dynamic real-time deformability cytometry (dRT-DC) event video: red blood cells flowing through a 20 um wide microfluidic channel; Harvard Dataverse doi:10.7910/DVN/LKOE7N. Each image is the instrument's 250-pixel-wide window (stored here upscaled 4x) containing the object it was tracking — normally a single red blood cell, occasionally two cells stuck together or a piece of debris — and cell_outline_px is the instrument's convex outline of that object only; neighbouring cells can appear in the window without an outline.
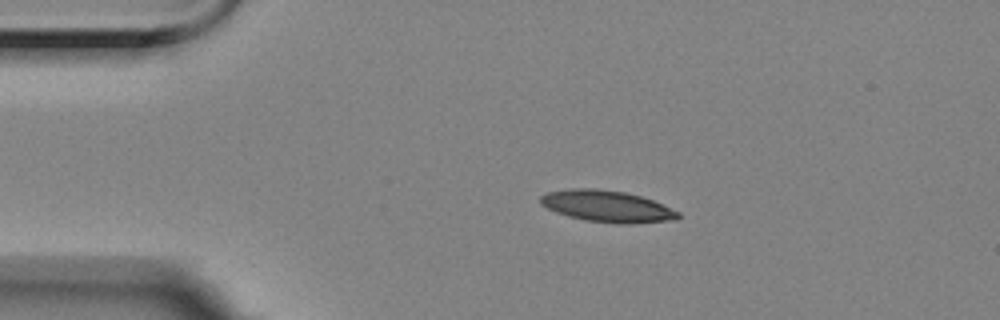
{"species": "Egyptian fruit bat (a non-hibernating species)", "species_latin": "Rousettus aegyptiacus", "temperature_condition": "room temperature", "stored_images_in_passage": 34, "camera_frame_rate_fps": 3000, "um_per_image_px": 0.085, "animal": {"sex": "female"}, "frame": {"image": 1, "passage_image": 1, "time_ms": 0.0, "image_size_px": [1000, 320], "cell_outline_px": [[680, 216], [676, 220], [632, 224], [616, 224], [584, 220], [568, 216], [556, 212], [540, 204], [540, 196], [548, 192], [572, 188], [592, 188], [624, 192], [640, 196], [652, 200], [680, 212]], "centroid_in_image_um": [51.61, 17.55], "position_along_channel_um": 33.4, "area_um2": 25.37}}
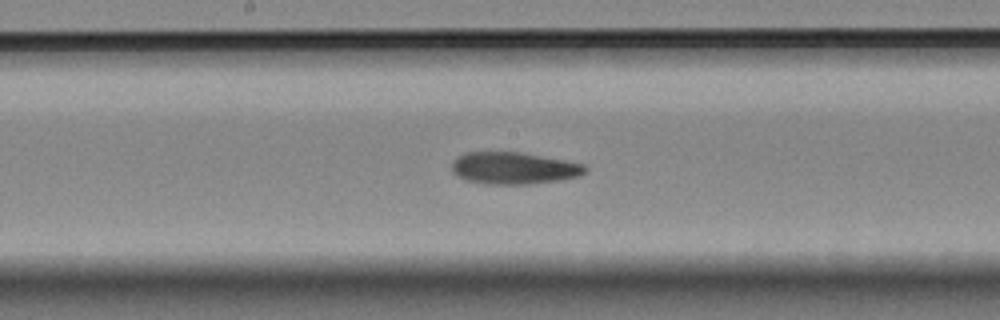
{"frame": {"image": 2, "passage_image": 19, "time_ms": 6.0, "image_size_px": [1000, 320], "cell_outline_px": [[588, 172], [580, 176], [560, 180], [528, 184], [484, 184], [464, 180], [452, 172], [452, 160], [456, 156], [464, 152], [520, 152], [564, 160], [584, 164], [588, 168]], "centroid_in_image_um": [43.65, 14.29], "position_along_channel_um": 204.5, "area_um2": 25.14}}
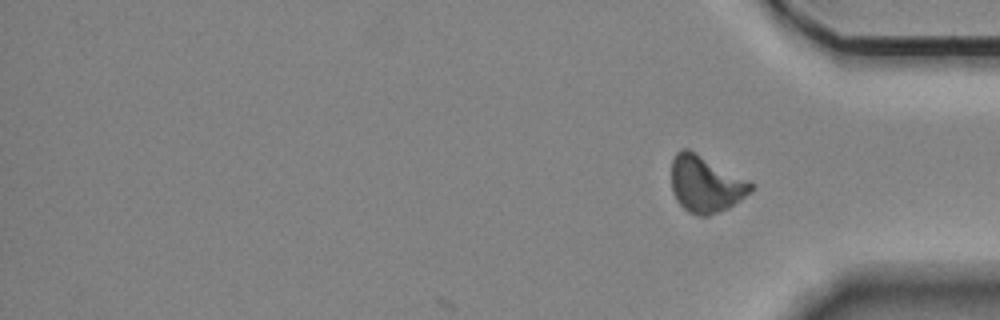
{"frame": {"image": 3, "passage_image": 34, "time_ms": 11.0, "image_size_px": [1000, 320], "cell_outline_px": [[752, 192], [728, 208], [708, 216], [700, 216], [688, 212], [676, 200], [672, 192], [672, 160], [676, 152], [680, 148], [688, 148], [696, 152], [748, 180], [752, 184]], "centroid_in_image_um": [59.96, 15.64], "position_along_channel_um": 375.2, "area_um2": 26.18}, "authors_computed_cell_mechanics": {"area_um2": 25.0852, "velocity_mm_per_s": 3.501, "shape_relaxation_time_tau1_ms": null, "shape_relaxation_time_tau2_ms": 6.2985, "deformation_change_tau1": null, "deformation_change_tau2": 0.1343}}